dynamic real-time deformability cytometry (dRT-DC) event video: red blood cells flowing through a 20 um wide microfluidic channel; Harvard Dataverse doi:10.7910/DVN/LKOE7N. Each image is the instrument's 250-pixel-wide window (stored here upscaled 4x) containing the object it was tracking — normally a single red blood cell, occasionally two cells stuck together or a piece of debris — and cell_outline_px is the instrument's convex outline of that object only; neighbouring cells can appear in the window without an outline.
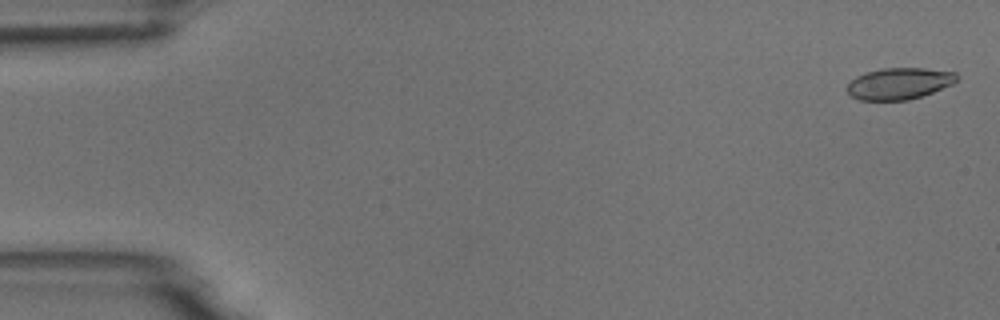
{"species": "common noctule bat (a hibernating species)", "species_latin": "Nyctalus noctula", "temperature_condition": "room temperature", "stored_images_in_passage": 5, "camera_frame_rate_fps": 3000, "um_per_image_px": 0.085, "animal": {"sex": "male", "body_mass_g": 18.8}, "frame": {"image": 1, "passage_image": 1, "time_ms": 0.0, "image_size_px": [1000, 320], "cell_outline_px": [[960, 76], [952, 84], [932, 92], [908, 100], [860, 100], [852, 96], [844, 88], [856, 76], [864, 72], [880, 68], [924, 68], [956, 72]], "centroid_in_image_um": [76.41, 7.09], "position_along_channel_um": 8.6, "area_um2": 20.23}}
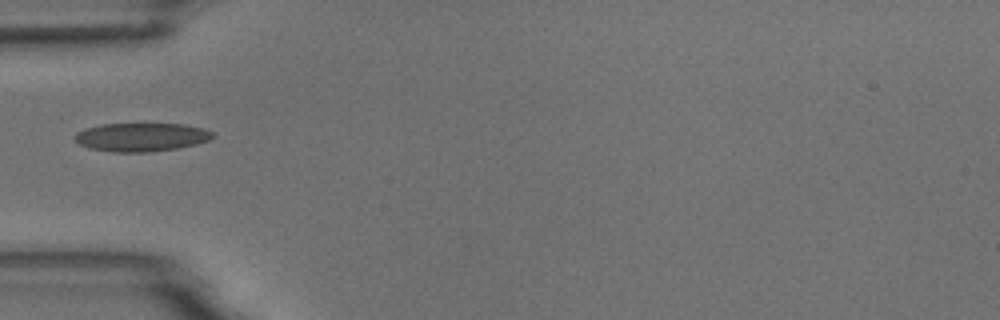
{"frame": {"image": 2, "passage_image": 5, "time_ms": 5.333, "image_size_px": [1000, 320], "cell_outline_px": [[212, 136], [208, 140], [196, 144], [176, 148], [148, 152], [112, 152], [88, 148], [80, 144], [72, 136], [76, 132], [84, 128], [100, 124], [184, 124], [204, 128], [212, 132]], "centroid_in_image_um": [11.95, 11.65], "position_along_channel_um": 73.0, "area_um2": 22.89}}